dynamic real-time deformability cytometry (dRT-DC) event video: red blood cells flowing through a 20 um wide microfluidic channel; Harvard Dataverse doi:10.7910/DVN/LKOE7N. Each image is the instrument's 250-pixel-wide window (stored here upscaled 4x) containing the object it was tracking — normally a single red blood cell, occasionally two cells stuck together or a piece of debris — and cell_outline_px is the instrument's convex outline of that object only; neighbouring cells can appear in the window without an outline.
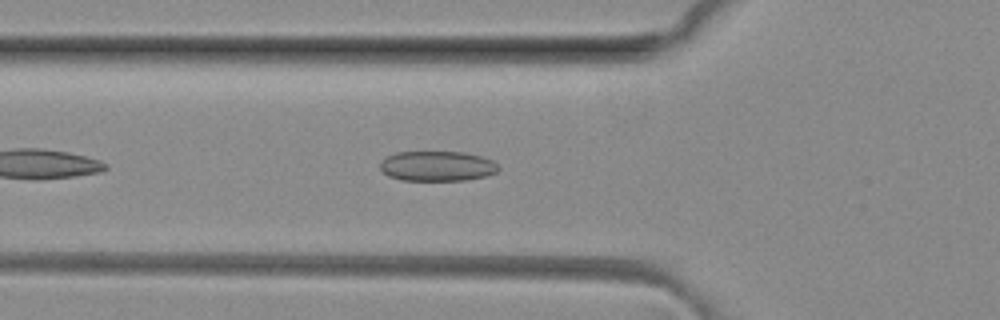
{"species": "common noctule bat (a hibernating species)", "species_latin": "Nyctalus noctula", "temperature_condition": "room temperature", "stored_images_in_passage": 37, "camera_frame_rate_fps": 3000, "um_per_image_px": 0.085, "animal": {"sex": "female", "body_mass_g": 29.2, "forearm_length_mm": 56.3}, "frame": {"image": 1, "passage_image": 5, "time_ms": 1.333, "image_size_px": [1000, 320], "cell_outline_px": [[500, 168], [496, 172], [488, 176], [464, 180], [400, 180], [388, 176], [380, 172], [380, 160], [396, 152], [464, 152], [480, 156], [492, 160]], "centroid_in_image_um": [37.13, 14.12], "position_along_channel_um": 88.7, "area_um2": 20.87}}
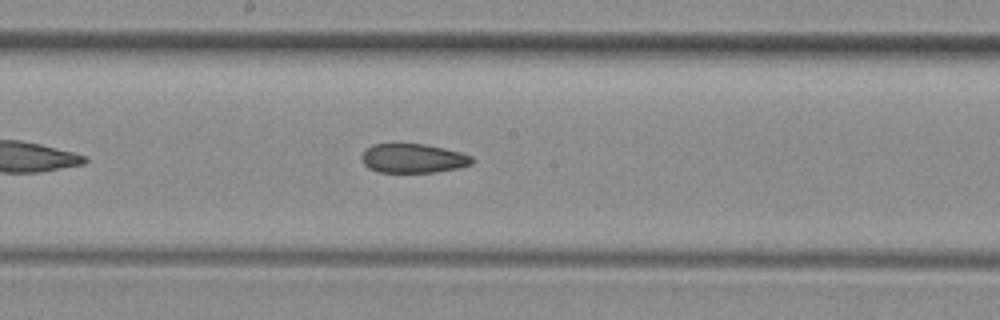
{"frame": {"image": 2, "passage_image": 14, "time_ms": 4.333, "image_size_px": [1000, 320], "cell_outline_px": [[472, 164], [460, 168], [436, 172], [376, 172], [368, 168], [364, 164], [360, 156], [372, 144], [424, 144], [444, 148], [460, 152], [472, 156]], "centroid_in_image_um": [35.11, 13.47], "position_along_channel_um": 213.1, "area_um2": 18.79}}
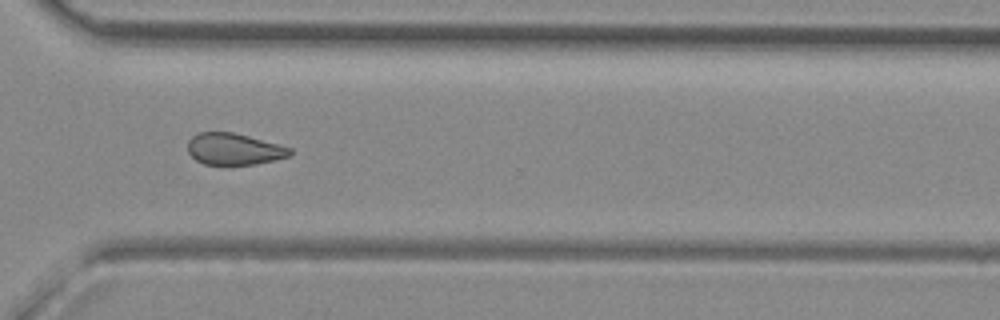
{"frame": {"image": 3, "passage_image": 24, "time_ms": 7.667, "image_size_px": [1000, 320], "cell_outline_px": [[292, 156], [256, 164], [204, 164], [196, 160], [188, 152], [188, 140], [192, 136], [200, 132], [232, 132], [280, 144], [292, 148]], "centroid_in_image_um": [19.92, 12.66], "position_along_channel_um": 350.7, "area_um2": 18.84}, "authors_computed_cell_mechanics": {"area_um2": 19.8832, "velocity_mm_per_s": 4.139, "shape_relaxation_time_tau1_ms": null, "shape_relaxation_time_tau2_ms": 3.6971, "deformation_change_tau1": null, "deformation_change_tau2": 0.1073}}